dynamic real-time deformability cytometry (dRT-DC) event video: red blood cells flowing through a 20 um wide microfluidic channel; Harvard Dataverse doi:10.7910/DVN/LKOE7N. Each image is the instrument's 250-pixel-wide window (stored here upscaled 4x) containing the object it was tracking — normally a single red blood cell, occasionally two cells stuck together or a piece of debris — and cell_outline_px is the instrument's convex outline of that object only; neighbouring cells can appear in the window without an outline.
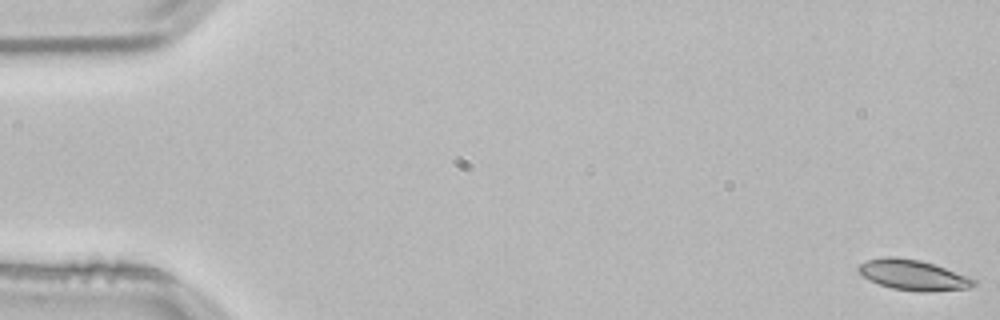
{"species": "common noctule bat (a hibernating species)", "species_latin": "Nyctalus noctula", "temperature_condition": "room temperature", "stored_images_in_passage": 14, "camera_frame_rate_fps": 3000, "um_per_image_px": 0.085, "animal": {"sex": "male", "body_mass_g": 21.5, "forearm_length_mm": 52.0}, "frame": {"image": 1, "passage_image": 1, "time_ms": 0.0, "image_size_px": [1000, 320], "cell_outline_px": [[976, 284], [968, 288], [928, 292], [920, 292], [892, 288], [868, 280], [856, 268], [860, 264], [868, 260], [884, 256], [892, 256], [920, 260], [944, 268], [976, 280]], "centroid_in_image_um": [77.58, 23.38], "position_along_channel_um": 7.4, "area_um2": 20.11}}
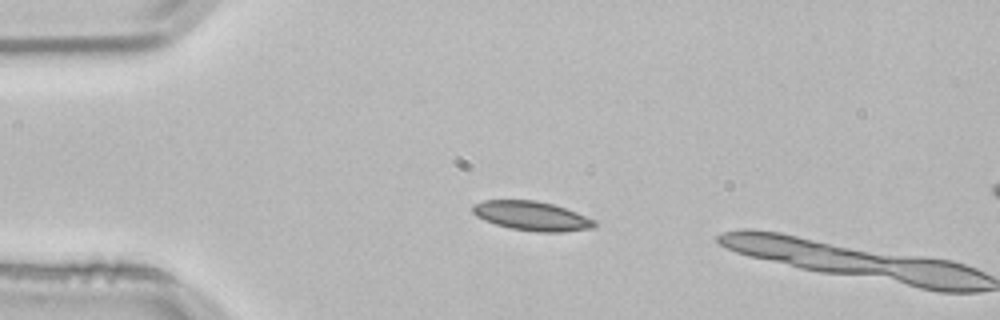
{"frame": {"image": 2, "passage_image": 13, "time_ms": 4.0, "image_size_px": [1000, 320], "cell_outline_px": [[596, 224], [592, 228], [560, 232], [536, 232], [508, 228], [484, 220], [476, 216], [472, 212], [472, 204], [484, 200], [536, 200], [552, 204], [576, 212], [596, 220]], "centroid_in_image_um": [45.17, 18.35], "position_along_channel_um": 39.8, "area_um2": 20.81}}